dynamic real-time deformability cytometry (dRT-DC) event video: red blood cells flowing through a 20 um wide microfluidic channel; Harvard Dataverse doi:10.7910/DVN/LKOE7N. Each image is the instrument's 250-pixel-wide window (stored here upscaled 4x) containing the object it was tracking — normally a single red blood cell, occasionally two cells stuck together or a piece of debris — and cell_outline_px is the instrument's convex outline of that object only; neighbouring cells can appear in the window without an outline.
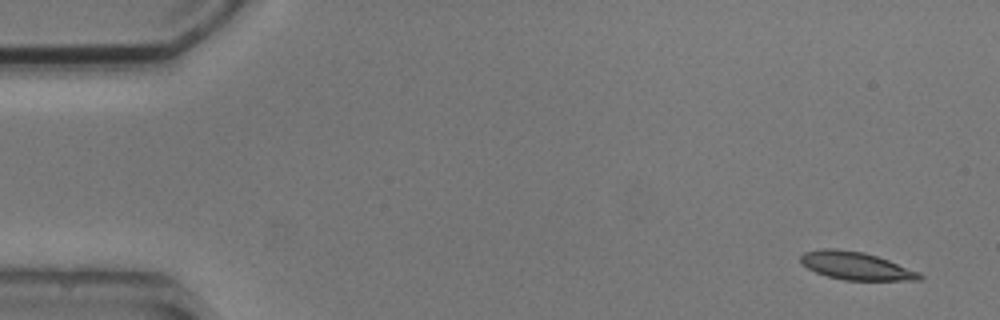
{"species": "common noctule bat (a hibernating species)", "species_latin": "Nyctalus noctula", "temperature_condition": "cold", "stored_images_in_passage": 4, "camera_frame_rate_fps": 3000, "um_per_image_px": 0.085, "animal": {"sex": "male", "body_mass_g": 20.5, "forearm_length_mm": 52.5}, "frame": {"image": 1, "passage_image": 1, "time_ms": 0.0, "image_size_px": [1000, 320], "cell_outline_px": [[924, 276], [920, 280], [844, 280], [828, 276], [816, 272], [808, 268], [800, 260], [800, 256], [804, 252], [824, 248], [836, 248], [864, 252], [888, 260], [920, 272]], "centroid_in_image_um": [72.77, 22.59], "position_along_channel_um": 12.2, "area_um2": 19.19}}
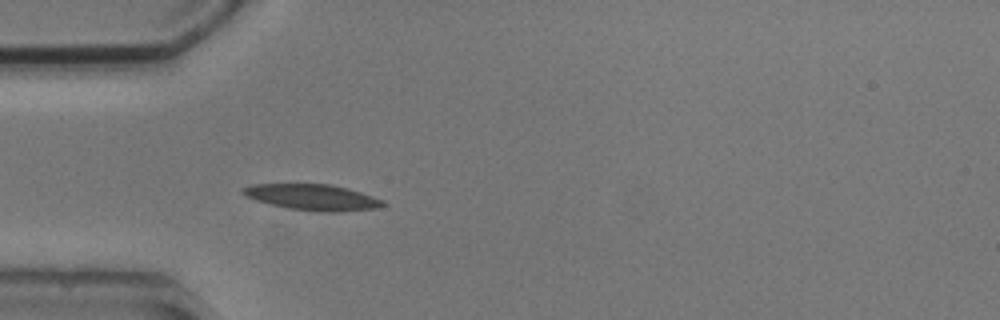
{"frame": {"image": 2, "passage_image": 4, "time_ms": 4.333, "image_size_px": [1000, 320], "cell_outline_px": [[388, 204], [376, 208], [340, 212], [324, 212], [288, 208], [256, 200], [244, 196], [240, 192], [240, 188], [252, 184], [332, 184], [348, 188], [384, 200]], "centroid_in_image_um": [26.56, 16.76], "position_along_channel_um": 58.4, "area_um2": 21.27}}